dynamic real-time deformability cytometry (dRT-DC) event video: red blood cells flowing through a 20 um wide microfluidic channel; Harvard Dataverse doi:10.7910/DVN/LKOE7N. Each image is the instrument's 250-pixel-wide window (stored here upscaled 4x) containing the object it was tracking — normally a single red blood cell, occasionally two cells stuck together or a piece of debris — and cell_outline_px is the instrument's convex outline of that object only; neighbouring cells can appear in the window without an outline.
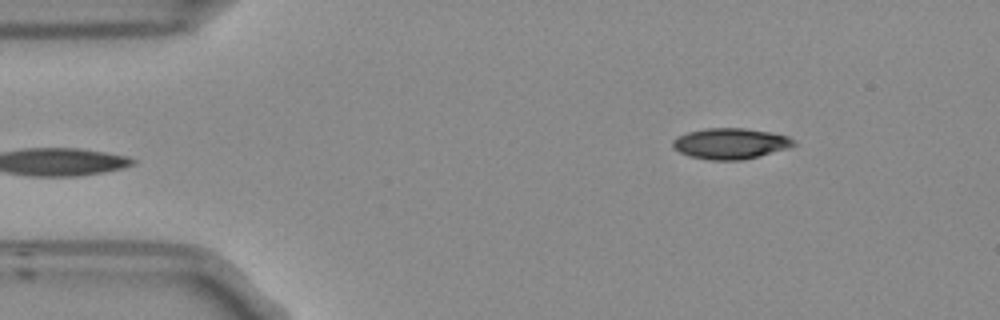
{"species": "Egyptian fruit bat (a non-hibernating species)", "species_latin": "Rousettus aegyptiacus", "temperature_condition": "room temperature", "stored_images_in_passage": 47, "camera_frame_rate_fps": 3000, "um_per_image_px": 0.085, "frame": {"image": 1, "passage_image": 1, "time_ms": 0.0, "image_size_px": [1000, 320], "cell_outline_px": [[796, 144], [784, 148], [756, 156], [740, 160], [708, 160], [688, 156], [672, 148], [672, 140], [676, 136], [688, 132], [704, 128], [744, 128], [768, 132], [788, 136], [796, 140]], "centroid_in_image_um": [62.0, 12.19], "position_along_channel_um": 23.0, "area_um2": 21.56}}
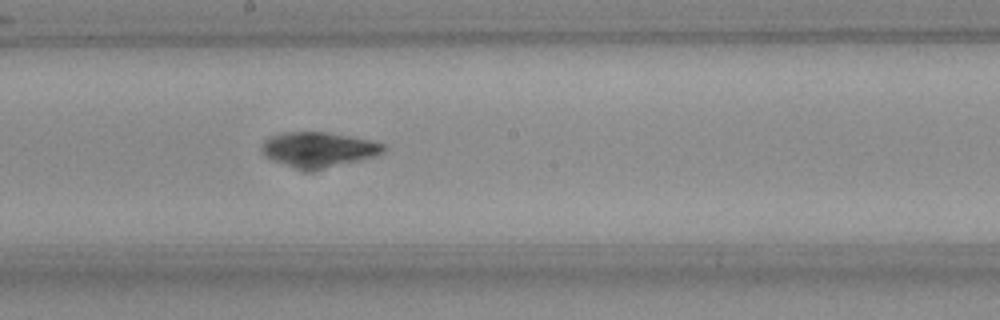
{"frame": {"image": 2, "passage_image": 22, "time_ms": 7.0, "image_size_px": [1000, 320], "cell_outline_px": [[388, 148], [384, 152], [376, 156], [360, 160], [320, 168], [296, 168], [268, 160], [260, 152], [260, 144], [268, 136], [280, 132], [328, 132], [372, 140], [388, 144]], "centroid_in_image_um": [27.04, 12.67], "position_along_channel_um": 221.2, "area_um2": 25.09}}
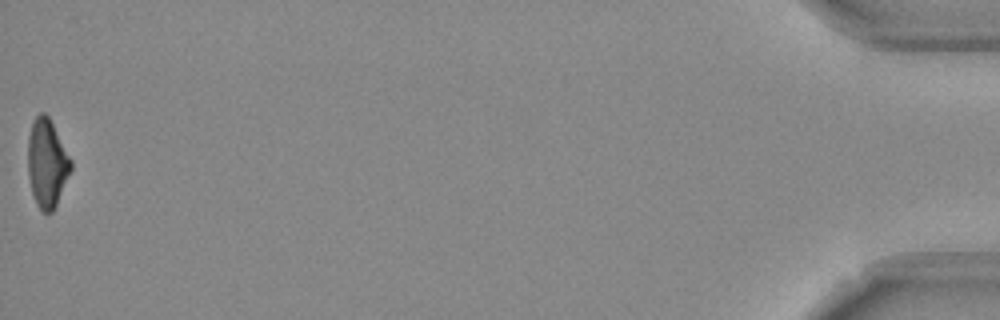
{"frame": {"image": 3, "passage_image": 47, "time_ms": 15.333, "image_size_px": [1000, 320], "cell_outline_px": [[72, 168], [56, 204], [52, 212], [40, 212], [36, 204], [32, 192], [28, 176], [28, 136], [32, 124], [36, 116], [40, 112], [44, 112], [48, 116], [72, 160]], "centroid_in_image_um": [3.98, 13.88], "position_along_channel_um": 431.2, "area_um2": 21.96}, "authors_computed_cell_mechanics": {"area_um2": 22.8888, "velocity_mm_per_s": 3.7814, "shape_relaxation_time_tau1_ms": 5.6605, "shape_relaxation_time_tau2_ms": 3.9453, "deformation_change_tau1": 0.1791, "deformation_change_tau2": 0.099}}